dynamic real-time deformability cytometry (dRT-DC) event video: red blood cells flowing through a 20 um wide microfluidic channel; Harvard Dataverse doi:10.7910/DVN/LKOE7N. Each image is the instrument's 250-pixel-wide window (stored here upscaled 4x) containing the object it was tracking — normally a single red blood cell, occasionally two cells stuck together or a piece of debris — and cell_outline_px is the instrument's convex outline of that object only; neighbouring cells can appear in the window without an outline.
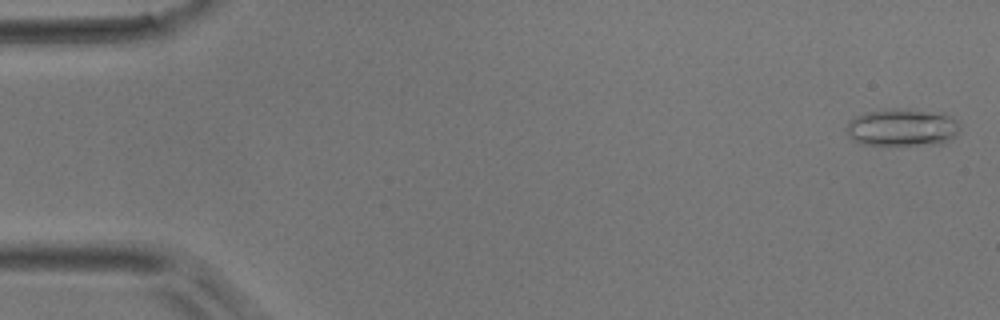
{"species": "common noctule bat (a hibernating species)", "species_latin": "Nyctalus noctula", "temperature_condition": "room temperature", "stored_images_in_passage": 14, "camera_frame_rate_fps": 3000, "um_per_image_px": 0.085, "animal": {"sex": "male", "body_mass_g": 17.9}, "frame": {"image": 1, "passage_image": 1, "time_ms": 0.0, "image_size_px": [1000, 320], "cell_outline_px": [[960, 128], [952, 136], [940, 144], [860, 144], [852, 140], [848, 136], [844, 128], [848, 120], [864, 112], [884, 108], [900, 108], [944, 112], [952, 116], [960, 124]], "centroid_in_image_um": [76.63, 10.79], "position_along_channel_um": 8.4, "area_um2": 25.14}}